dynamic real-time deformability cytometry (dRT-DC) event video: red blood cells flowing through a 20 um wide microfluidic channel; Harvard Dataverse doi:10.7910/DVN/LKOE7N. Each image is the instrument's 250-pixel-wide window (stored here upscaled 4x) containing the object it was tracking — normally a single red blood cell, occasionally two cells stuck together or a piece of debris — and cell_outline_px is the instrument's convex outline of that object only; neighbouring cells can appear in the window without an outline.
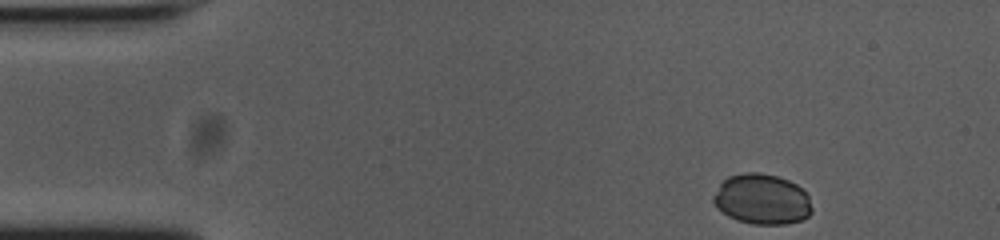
{"species": "common noctule bat (a hibernating species)", "species_latin": "Nyctalus noctula", "temperature_condition": "cold", "stored_images_in_passage": 5, "camera_frame_rate_fps": 3000, "um_per_image_px": 0.085, "animal": {"sex": "female", "body_mass_g": 23.0, "forearm_length_mm": 53.4}, "frame": {"image": 1, "passage_image": 1, "time_ms": 0.0, "image_size_px": [1000, 240], "cell_outline_px": [[812, 212], [808, 216], [800, 220], [784, 224], [752, 224], [736, 220], [728, 216], [716, 208], [712, 200], [712, 196], [720, 184], [728, 176], [744, 172], [760, 172], [776, 176], [788, 180], [796, 184], [808, 196], [812, 208]], "centroid_in_image_um": [64.73, 16.93], "position_along_channel_um": 20.3, "area_um2": 29.02}}